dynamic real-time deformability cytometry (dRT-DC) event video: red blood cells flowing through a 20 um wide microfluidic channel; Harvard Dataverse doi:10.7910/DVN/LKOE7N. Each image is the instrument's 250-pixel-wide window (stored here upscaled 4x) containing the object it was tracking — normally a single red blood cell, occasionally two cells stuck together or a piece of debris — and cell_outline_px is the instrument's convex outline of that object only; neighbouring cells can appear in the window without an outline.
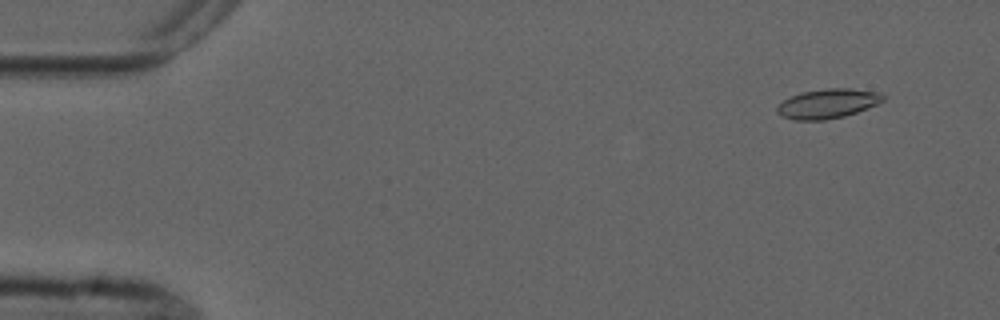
{"species": "common noctule bat (a hibernating species)", "species_latin": "Nyctalus noctula", "temperature_condition": "cold", "stored_images_in_passage": 5, "camera_frame_rate_fps": 3000, "um_per_image_px": 0.085, "animal": {"sex": "male", "forearm_length_mm": 52.5}, "frame": {"image": 1, "passage_image": 1, "time_ms": 0.0, "image_size_px": [1000, 320], "cell_outline_px": [[884, 100], [868, 108], [844, 116], [824, 120], [796, 120], [784, 116], [776, 112], [776, 108], [784, 100], [800, 92], [828, 88], [852, 88], [880, 92], [884, 96]], "centroid_in_image_um": [70.38, 8.79], "position_along_channel_um": 14.6, "area_um2": 18.09}}
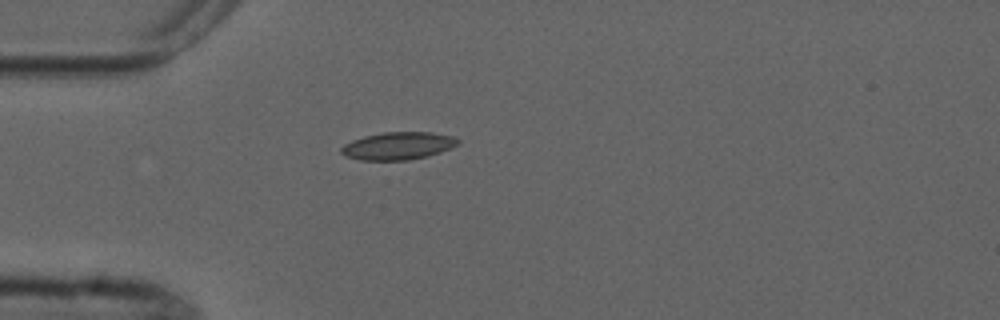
{"frame": {"image": 2, "passage_image": 4, "time_ms": 3.667, "image_size_px": [1000, 320], "cell_outline_px": [[460, 144], [440, 152], [428, 156], [408, 160], [360, 160], [344, 156], [340, 152], [340, 148], [344, 144], [352, 140], [364, 136], [384, 132], [432, 132], [452, 136], [460, 140]], "centroid_in_image_um": [33.82, 12.4], "position_along_channel_um": 51.2, "area_um2": 18.9}}